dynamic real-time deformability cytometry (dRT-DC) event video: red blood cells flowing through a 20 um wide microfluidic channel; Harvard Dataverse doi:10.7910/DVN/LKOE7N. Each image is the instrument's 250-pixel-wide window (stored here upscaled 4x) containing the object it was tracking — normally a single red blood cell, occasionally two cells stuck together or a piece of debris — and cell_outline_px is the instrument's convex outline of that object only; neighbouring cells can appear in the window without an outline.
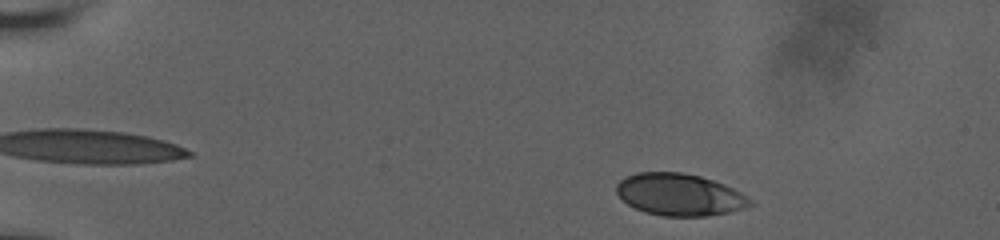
{"species": "human", "species_latin": "Homo sapiens", "temperature_condition": "room temperature", "stored_images_in_passage": 32, "camera_frame_rate_fps": 3000, "um_per_image_px": 0.085, "donor": {"sex": "male"}, "frame": {"image": 1, "passage_image": 2, "time_ms": 0.333, "image_size_px": [1000, 240], "cell_outline_px": [[756, 204], [744, 208], [728, 212], [708, 216], [664, 216], [644, 212], [628, 204], [616, 192], [616, 184], [620, 180], [636, 172], [684, 172], [700, 176], [724, 184], [748, 196]], "centroid_in_image_um": [57.78, 16.54], "position_along_channel_um": 27.2, "area_um2": 32.77}}
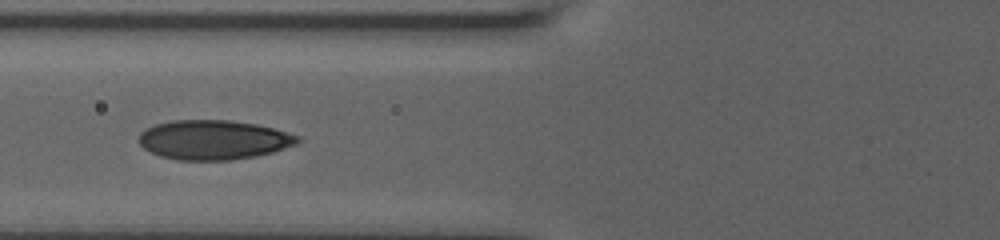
{"frame": {"image": 2, "passage_image": 21, "time_ms": 5.333, "image_size_px": [1000, 240], "cell_outline_px": [[304, 140], [296, 144], [272, 152], [256, 156], [232, 160], [176, 160], [160, 156], [144, 148], [140, 144], [140, 132], [156, 124], [172, 120], [228, 120], [256, 124], [276, 128], [300, 136]], "centroid_in_image_um": [18.2, 11.88], "position_along_channel_um": 107.6, "area_um2": 36.65}}
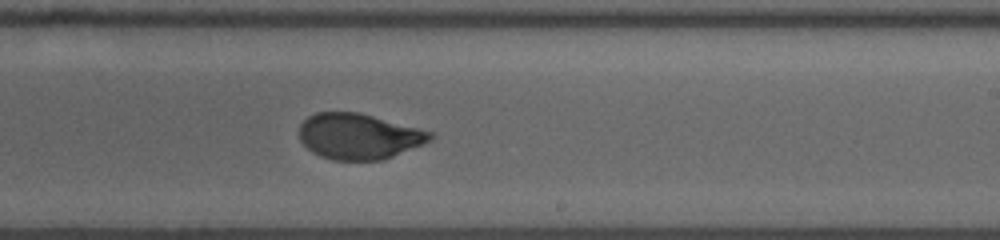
{"frame": {"image": 3, "passage_image": 32, "time_ms": 9.333, "image_size_px": [1000, 240], "cell_outline_px": [[436, 136], [432, 140], [424, 144], [384, 160], [332, 160], [320, 156], [312, 152], [300, 140], [300, 124], [308, 116], [316, 112], [360, 112], [436, 132]], "centroid_in_image_um": [30.56, 11.58], "position_along_channel_um": 258.4, "area_um2": 35.37}}